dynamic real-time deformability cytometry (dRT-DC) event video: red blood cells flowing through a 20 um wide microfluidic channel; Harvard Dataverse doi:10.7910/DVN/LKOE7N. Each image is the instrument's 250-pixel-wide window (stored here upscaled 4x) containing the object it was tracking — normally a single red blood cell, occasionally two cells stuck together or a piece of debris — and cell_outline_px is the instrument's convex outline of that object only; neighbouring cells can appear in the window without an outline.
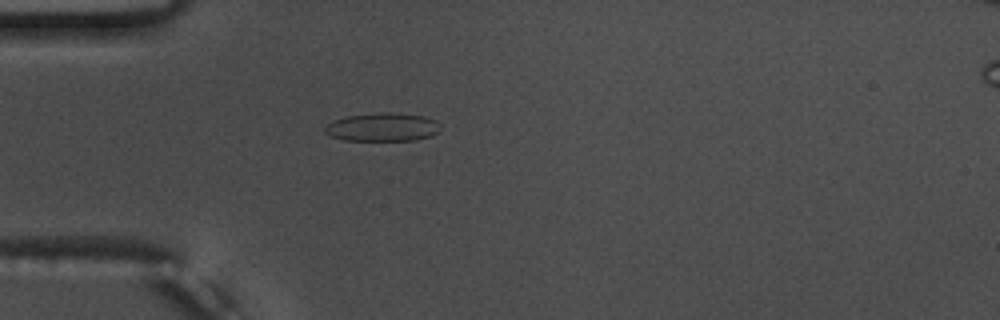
{"species": "common noctule bat (a hibernating species)", "species_latin": "Nyctalus noctula", "temperature_condition": "warm", "stored_images_in_passage": 54, "camera_frame_rate_fps": 3000, "um_per_image_px": 0.085, "animal": {"sex": "male", "body_mass_g": 17.5, "forearm_length_mm": 52.3}, "frame": {"image": 1, "passage_image": 16, "time_ms": 5.0, "image_size_px": [1000, 320], "cell_outline_px": [[440, 128], [432, 136], [416, 140], [344, 140], [332, 136], [324, 132], [324, 128], [332, 120], [348, 116], [380, 112], [388, 112], [424, 116], [436, 120], [440, 124]], "centroid_in_image_um": [32.53, 10.8], "position_along_channel_um": 52.5, "area_um2": 19.07}}
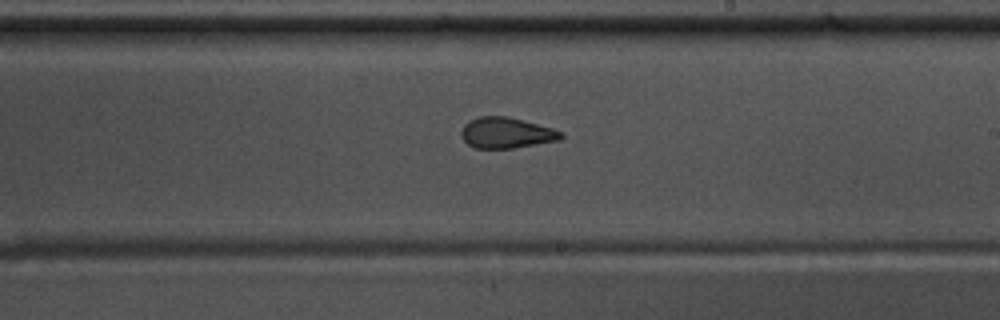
{"frame": {"image": 2, "passage_image": 32, "time_ms": 10.333, "image_size_px": [1000, 320], "cell_outline_px": [[564, 136], [560, 140], [512, 148], [476, 148], [468, 144], [460, 136], [460, 132], [464, 124], [468, 120], [480, 116], [508, 116], [552, 128], [564, 132]], "centroid_in_image_um": [43.03, 11.28], "position_along_channel_um": 246.0, "area_um2": 17.98}}
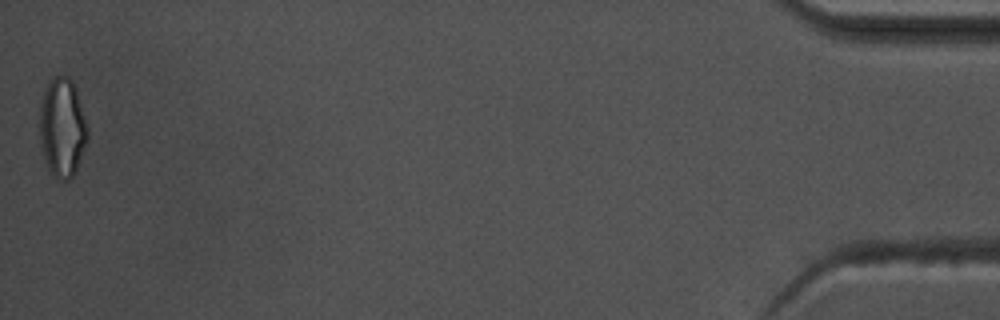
{"frame": {"image": 3, "passage_image": 54, "time_ms": 17.667, "image_size_px": [1000, 320], "cell_outline_px": [[88, 140], [76, 168], [72, 176], [68, 180], [60, 180], [52, 176], [48, 168], [40, 144], [36, 124], [40, 100], [44, 88], [56, 76], [68, 76], [72, 80], [76, 88], [88, 128]], "centroid_in_image_um": [5.24, 10.83], "position_along_channel_um": 430.0, "area_um2": 28.32}, "authors_computed_cell_mechanics": {"area_um2": 18.9873, "velocity_mm_per_s": 3.8103, "shape_relaxation_time_tau1_ms": null, "shape_relaxation_time_tau2_ms": 1.7422, "deformation_change_tau1": null, "deformation_change_tau2": 0.0823}}